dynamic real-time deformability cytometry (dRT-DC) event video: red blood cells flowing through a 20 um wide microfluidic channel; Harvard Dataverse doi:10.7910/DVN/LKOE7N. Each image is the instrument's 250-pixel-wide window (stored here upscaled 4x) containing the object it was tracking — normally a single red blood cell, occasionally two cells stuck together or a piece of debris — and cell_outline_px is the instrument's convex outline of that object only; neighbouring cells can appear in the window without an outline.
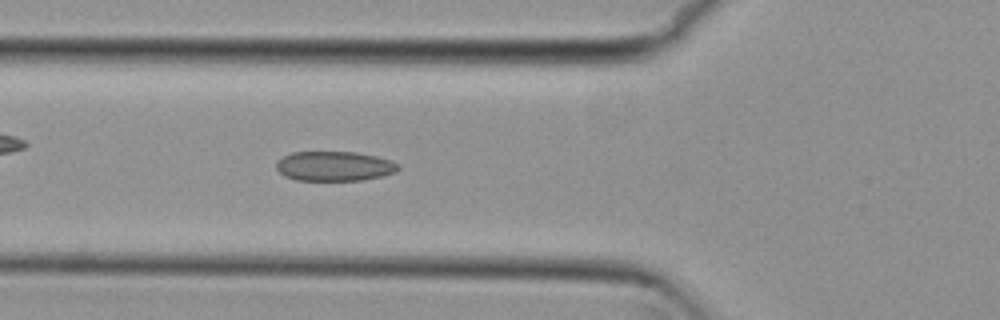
{"species": "common noctule bat (a hibernating species)", "species_latin": "Nyctalus noctula", "temperature_condition": "cold", "stored_images_in_passage": 50, "camera_frame_rate_fps": 3000, "um_per_image_px": 0.085, "animal": {"sex": "female", "body_mass_g": 29.2, "forearm_length_mm": 56.3}, "frame": {"image": 1, "passage_image": 19, "time_ms": 6.0, "image_size_px": [1000, 320], "cell_outline_px": [[400, 168], [396, 172], [384, 176], [364, 180], [296, 180], [284, 176], [276, 168], [276, 160], [292, 152], [356, 152], [376, 156], [392, 160], [400, 164]], "centroid_in_image_um": [28.45, 14.12], "position_along_channel_um": 97.3, "area_um2": 21.33}}
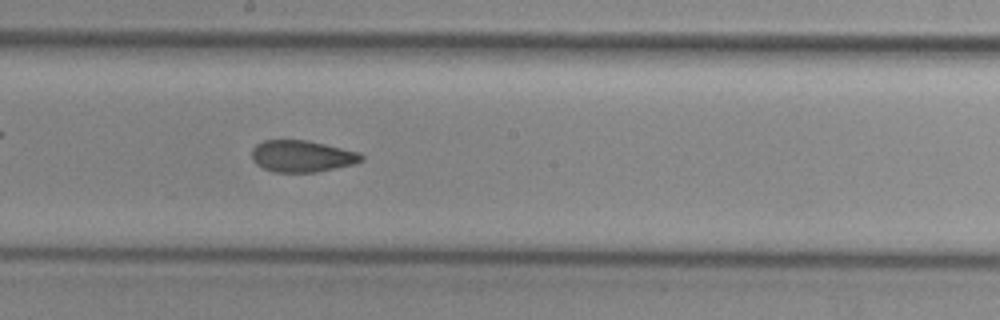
{"frame": {"image": 2, "passage_image": 29, "time_ms": 9.333, "image_size_px": [1000, 320], "cell_outline_px": [[364, 160], [356, 164], [316, 172], [272, 172], [256, 164], [252, 160], [252, 148], [256, 144], [264, 140], [304, 140], [324, 144], [360, 152], [364, 156]], "centroid_in_image_um": [25.68, 13.28], "position_along_channel_um": 222.5, "area_um2": 20.35}}
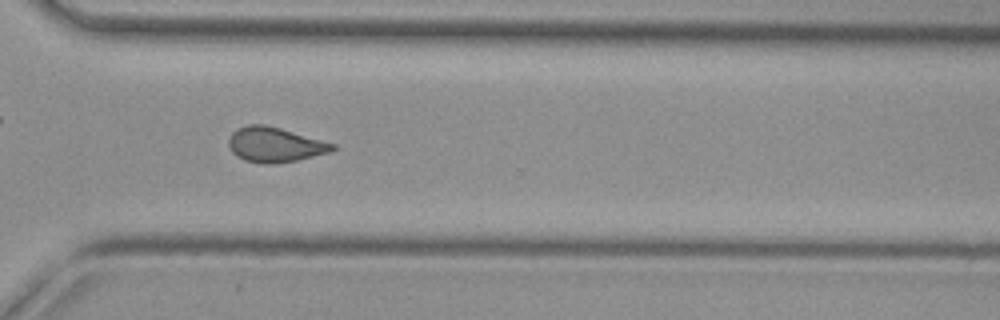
{"frame": {"image": 3, "passage_image": 39, "time_ms": 12.667, "image_size_px": [1000, 320], "cell_outline_px": [[336, 148], [332, 152], [296, 160], [276, 164], [260, 164], [244, 160], [236, 156], [232, 152], [228, 144], [228, 140], [232, 132], [236, 128], [248, 124], [264, 124], [280, 128], [336, 144]], "centroid_in_image_um": [23.35, 12.3], "position_along_channel_um": 347.3, "area_um2": 21.33}}